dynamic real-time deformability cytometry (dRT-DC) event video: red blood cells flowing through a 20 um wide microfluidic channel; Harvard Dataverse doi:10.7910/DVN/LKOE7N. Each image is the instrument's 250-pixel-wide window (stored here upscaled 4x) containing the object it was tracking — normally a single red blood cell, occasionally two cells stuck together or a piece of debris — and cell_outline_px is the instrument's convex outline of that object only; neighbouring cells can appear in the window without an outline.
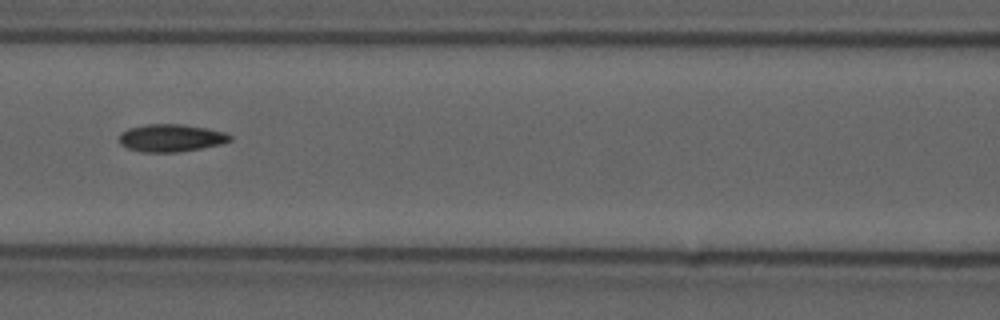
{"species": "common noctule bat (a hibernating species)", "species_latin": "Nyctalus noctula", "temperature_condition": "cold", "stored_images_in_passage": 9, "camera_frame_rate_fps": 3000, "um_per_image_px": 0.085, "animal": {"sex": "male", "forearm_length_mm": 52.5}, "frame": {"image": 1, "passage_image": 7, "time_ms": 2.0, "image_size_px": [1000, 320], "cell_outline_px": [[232, 140], [220, 144], [180, 152], [140, 152], [128, 148], [120, 144], [120, 132], [128, 128], [148, 124], [180, 124], [208, 128], [224, 132], [232, 136]], "centroid_in_image_um": [14.53, 11.72], "position_along_channel_um": 152.1, "area_um2": 17.8}}
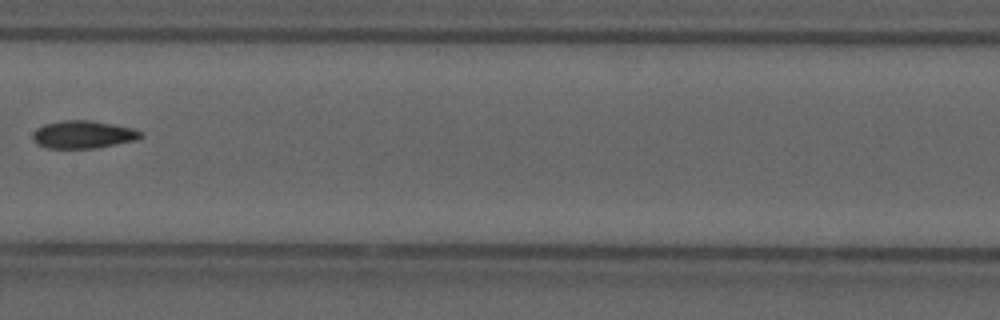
{"frame": {"image": 2, "passage_image": 8, "time_ms": 2.333, "image_size_px": [1000, 320], "cell_outline_px": [[144, 136], [136, 140], [96, 148], [44, 148], [36, 144], [32, 140], [32, 132], [36, 128], [44, 124], [64, 120], [88, 120], [112, 124], [132, 128], [144, 132]], "centroid_in_image_um": [7.04, 11.44], "position_along_channel_um": 200.4, "area_um2": 17.63}}
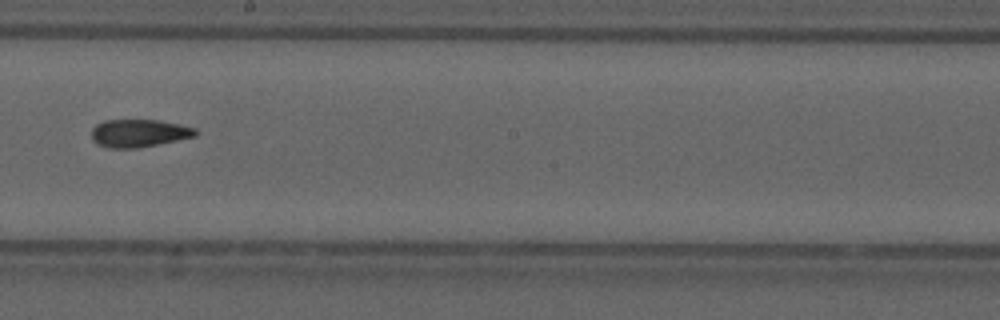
{"frame": {"image": 3, "passage_image": 9, "time_ms": 2.667, "image_size_px": [1000, 320], "cell_outline_px": [[200, 132], [196, 136], [160, 144], [136, 148], [108, 148], [96, 144], [92, 140], [92, 128], [96, 124], [104, 120], [156, 120], [180, 124], [196, 128]], "centroid_in_image_um": [11.82, 11.32], "position_along_channel_um": 236.4, "area_um2": 17.05}}